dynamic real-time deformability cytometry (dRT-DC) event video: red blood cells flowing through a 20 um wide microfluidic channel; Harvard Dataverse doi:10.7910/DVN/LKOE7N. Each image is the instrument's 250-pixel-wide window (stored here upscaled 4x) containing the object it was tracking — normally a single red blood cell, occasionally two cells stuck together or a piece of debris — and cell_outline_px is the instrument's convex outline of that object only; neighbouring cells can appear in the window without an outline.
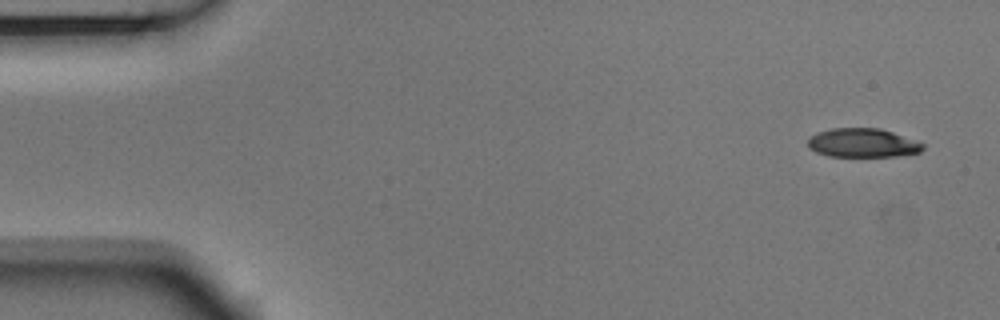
{"species": "Egyptian fruit bat (a non-hibernating species)", "species_latin": "Rousettus aegyptiacus", "temperature_condition": "room temperature", "stored_images_in_passage": 3, "camera_frame_rate_fps": 3000, "um_per_image_px": 0.085, "animal": {"sex": "male"}, "frame": {"image": 1, "passage_image": 1, "time_ms": 0.0, "image_size_px": [1000, 320], "cell_outline_px": [[924, 148], [920, 152], [896, 156], [828, 156], [816, 152], [808, 148], [808, 136], [816, 132], [832, 128], [880, 128], [892, 132], [924, 144]], "centroid_in_image_um": [73.27, 12.14], "position_along_channel_um": 11.7, "area_um2": 19.36}}